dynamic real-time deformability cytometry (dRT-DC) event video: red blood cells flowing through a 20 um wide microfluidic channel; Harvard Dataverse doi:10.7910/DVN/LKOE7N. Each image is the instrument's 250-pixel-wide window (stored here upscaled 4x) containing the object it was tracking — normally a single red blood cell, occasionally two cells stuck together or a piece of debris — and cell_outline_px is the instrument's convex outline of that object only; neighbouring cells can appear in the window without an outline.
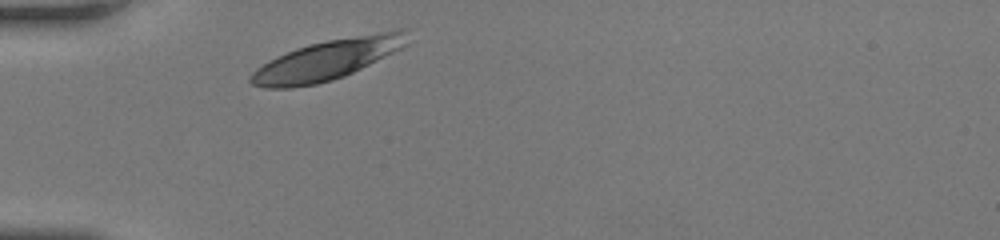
{"species": "human", "species_latin": "Homo sapiens", "temperature_condition": "room temperature", "stored_images_in_passage": 36, "camera_frame_rate_fps": 3000, "um_per_image_px": 0.085, "donor": {"sex": "female"}, "frame": {"image": 1, "passage_image": 1, "time_ms": 0.0, "image_size_px": [1000, 240], "cell_outline_px": [[412, 28], [408, 44], [344, 76], [332, 80], [316, 84], [292, 88], [264, 88], [252, 84], [248, 80], [248, 76], [256, 68], [268, 60], [276, 56], [296, 48], [308, 44], [328, 40], [400, 28]], "centroid_in_image_um": [27.83, 5.05], "position_along_channel_um": 57.2, "area_um2": 36.82}}
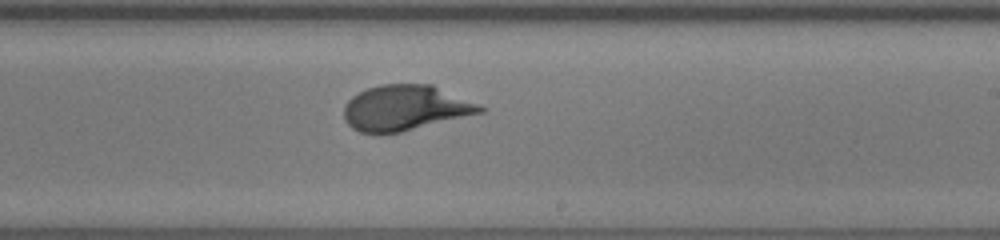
{"frame": {"image": 2, "passage_image": 16, "time_ms": 5.0, "image_size_px": [1000, 240], "cell_outline_px": [[488, 108], [484, 112], [400, 132], [360, 132], [352, 128], [344, 120], [344, 104], [352, 96], [368, 88], [380, 84], [432, 84]], "centroid_in_image_um": [34.45, 9.15], "position_along_channel_um": 254.6, "area_um2": 35.78}}
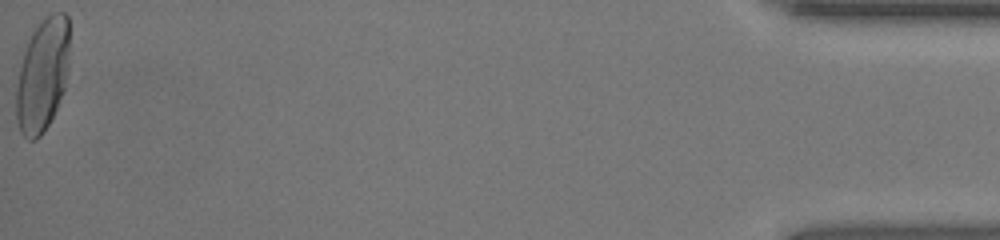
{"frame": {"image": 3, "passage_image": 36, "time_ms": 11.667, "image_size_px": [1000, 240], "cell_outline_px": [[68, 72], [64, 88], [56, 108], [48, 124], [40, 136], [36, 140], [28, 140], [20, 132], [16, 116], [16, 88], [24, 40], [44, 16], [52, 12], [64, 12], [68, 16]], "centroid_in_image_um": [3.58, 6.3], "position_along_channel_um": 431.6, "area_um2": 35.72}, "authors_computed_cell_mechanics": {"area_um2": 35.3736, "velocity_mm_per_s": 4.138, "shape_relaxation_time_tau1_ms": 3.8681, "shape_relaxation_time_tau2_ms": null, "deformation_change_tau1": 0.2109, "deformation_change_tau2": null}}